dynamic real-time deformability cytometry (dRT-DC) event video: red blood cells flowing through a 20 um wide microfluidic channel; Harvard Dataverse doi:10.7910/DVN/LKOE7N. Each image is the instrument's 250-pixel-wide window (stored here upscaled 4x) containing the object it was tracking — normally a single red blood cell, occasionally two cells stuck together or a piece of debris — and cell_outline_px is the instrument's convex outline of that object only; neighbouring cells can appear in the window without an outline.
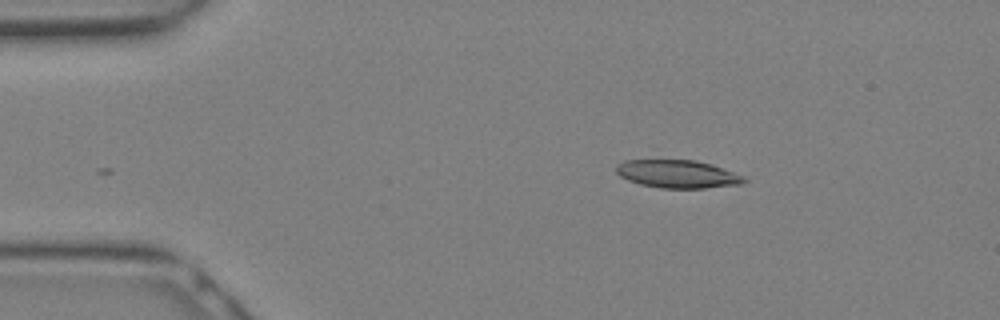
{"species": "Egyptian fruit bat (a non-hibernating species)", "species_latin": "Rousettus aegyptiacus", "temperature_condition": "warm", "stored_images_in_passage": 4, "camera_frame_rate_fps": 3000, "um_per_image_px": 0.085, "animal": {"sex": "female"}, "frame": {"image": 1, "passage_image": 4, "time_ms": 1.0, "image_size_px": [1000, 320], "cell_outline_px": [[748, 180], [744, 184], [704, 188], [660, 188], [640, 184], [628, 180], [620, 176], [616, 172], [616, 164], [624, 160], [696, 160], [712, 164], [744, 176]], "centroid_in_image_um": [57.61, 14.79], "position_along_channel_um": 27.4, "area_um2": 20.98}}